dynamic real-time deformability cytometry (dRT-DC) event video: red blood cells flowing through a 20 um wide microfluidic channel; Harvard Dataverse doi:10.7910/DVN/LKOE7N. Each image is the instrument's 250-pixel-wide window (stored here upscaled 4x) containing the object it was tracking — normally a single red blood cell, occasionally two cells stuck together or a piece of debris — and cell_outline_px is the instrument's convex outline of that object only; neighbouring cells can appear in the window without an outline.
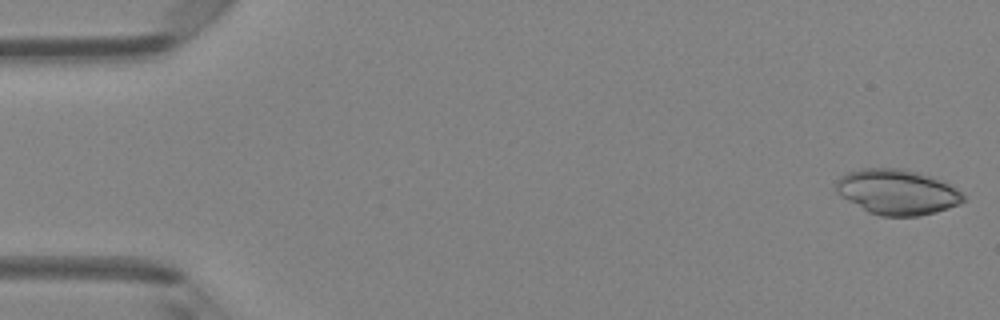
{"species": "Egyptian fruit bat (a non-hibernating species)", "species_latin": "Rousettus aegyptiacus", "temperature_condition": "room temperature", "stored_images_in_passage": 4, "camera_frame_rate_fps": 3000, "um_per_image_px": 0.085, "animal": {"sex": "female"}, "frame": {"image": 1, "passage_image": 1, "time_ms": 0.0, "image_size_px": [1000, 320], "cell_outline_px": [[964, 200], [960, 204], [936, 212], [920, 216], [880, 216], [868, 212], [840, 196], [836, 192], [836, 180], [840, 176], [848, 172], [864, 168], [900, 168], [916, 172], [944, 180], [956, 188], [964, 196]], "centroid_in_image_um": [76.25, 16.32], "position_along_channel_um": 8.7, "area_um2": 33.64}}
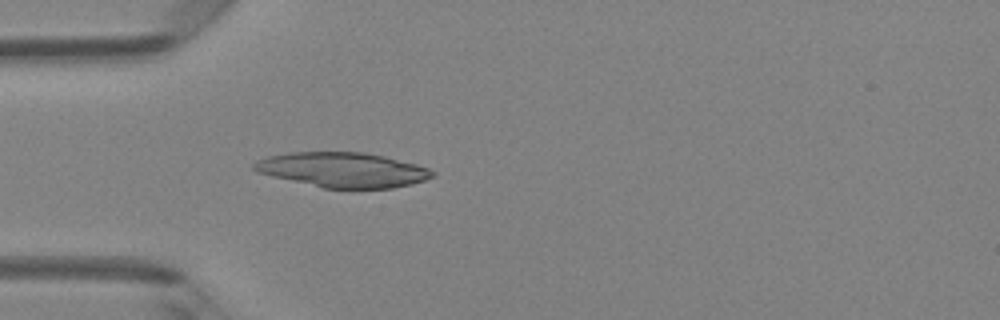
{"frame": {"image": 2, "passage_image": 4, "time_ms": 1.0, "image_size_px": [1000, 320], "cell_outline_px": [[436, 172], [432, 176], [424, 180], [412, 184], [392, 188], [324, 188], [272, 176], [256, 172], [252, 168], [252, 164], [256, 160], [268, 156], [288, 152], [364, 152], [384, 156], [416, 164], [428, 168]], "centroid_in_image_um": [29.11, 14.43], "position_along_channel_um": 55.9, "area_um2": 36.18}}